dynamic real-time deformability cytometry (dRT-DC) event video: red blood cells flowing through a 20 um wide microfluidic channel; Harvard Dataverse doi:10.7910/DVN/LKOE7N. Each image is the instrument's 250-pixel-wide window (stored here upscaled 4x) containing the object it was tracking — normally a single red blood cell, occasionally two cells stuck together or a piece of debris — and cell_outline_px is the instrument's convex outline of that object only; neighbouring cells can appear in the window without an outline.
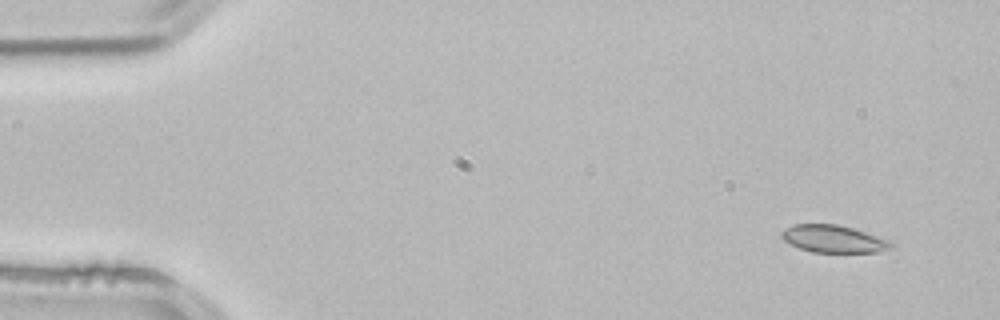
{"species": "common noctule bat (a hibernating species)", "species_latin": "Nyctalus noctula", "temperature_condition": "room temperature", "stored_images_in_passage": 3, "camera_frame_rate_fps": 3000, "um_per_image_px": 0.085, "animal": {"sex": "male", "body_mass_g": 21.5, "forearm_length_mm": 52.0}, "frame": {"image": 1, "passage_image": 1, "time_ms": 0.0, "image_size_px": [1000, 320], "cell_outline_px": [[892, 248], [880, 252], [812, 252], [800, 248], [784, 240], [780, 236], [780, 232], [784, 228], [792, 224], [836, 224], [852, 228], [888, 240], [892, 244]], "centroid_in_image_um": [70.8, 20.3], "position_along_channel_um": 14.2, "area_um2": 17.34}}
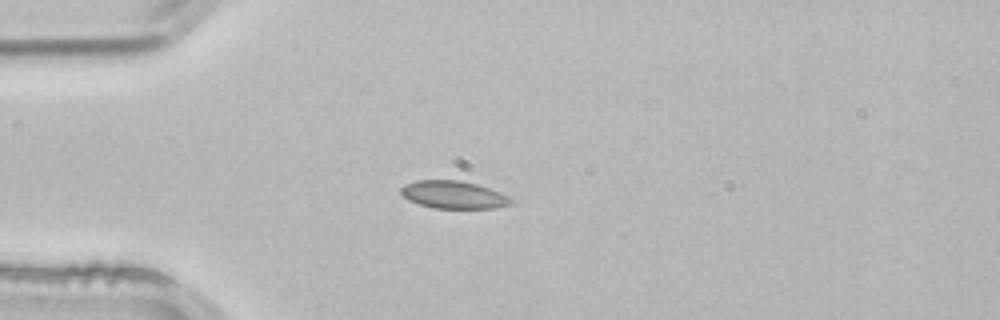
{"frame": {"image": 2, "passage_image": 3, "time_ms": 0.667, "image_size_px": [1000, 320], "cell_outline_px": [[512, 200], [508, 204], [496, 208], [432, 208], [408, 200], [400, 192], [400, 188], [404, 184], [416, 180], [460, 180], [476, 184], [500, 192], [508, 196]], "centroid_in_image_um": [38.5, 16.54], "position_along_channel_um": 46.5, "area_um2": 17.63}}